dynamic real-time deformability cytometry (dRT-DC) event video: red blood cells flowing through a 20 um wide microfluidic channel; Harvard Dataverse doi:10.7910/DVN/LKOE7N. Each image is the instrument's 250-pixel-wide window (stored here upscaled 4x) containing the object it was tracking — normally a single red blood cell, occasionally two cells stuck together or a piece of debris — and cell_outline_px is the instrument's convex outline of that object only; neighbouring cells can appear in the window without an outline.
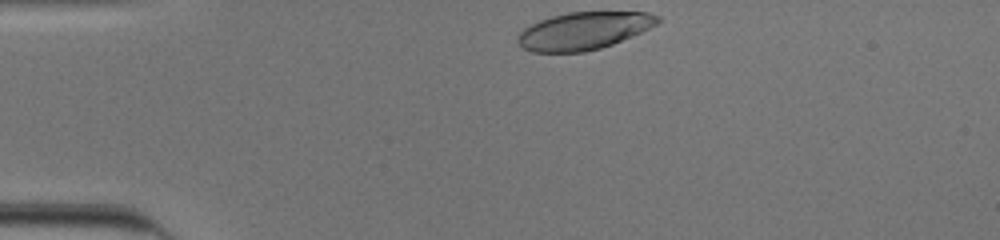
{"species": "human", "species_latin": "Homo sapiens", "temperature_condition": "cold", "stored_images_in_passage": 32, "camera_frame_rate_fps": 3000, "um_per_image_px": 0.085, "donor": {"sex": "male"}, "frame": {"image": 1, "passage_image": 1, "time_ms": 0.0, "image_size_px": [1000, 240], "cell_outline_px": [[660, 20], [656, 24], [632, 36], [612, 44], [600, 48], [584, 52], [532, 52], [524, 48], [516, 40], [516, 36], [524, 28], [540, 20], [552, 16], [568, 12], [648, 12], [660, 16]], "centroid_in_image_um": [49.6, 2.62], "position_along_channel_um": 35.4, "area_um2": 30.4}}
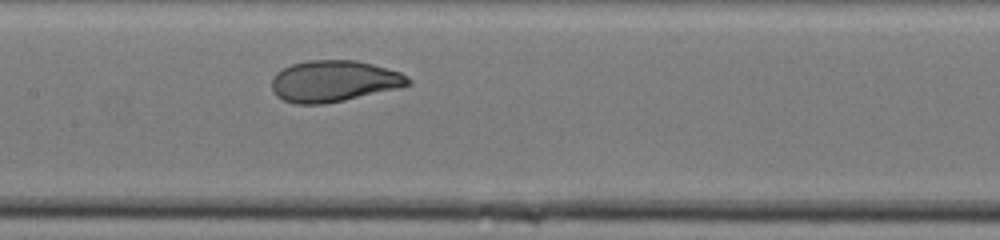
{"frame": {"image": 2, "passage_image": 16, "time_ms": 5.0, "image_size_px": [1000, 240], "cell_outline_px": [[412, 84], [400, 88], [344, 100], [324, 104], [296, 104], [284, 100], [276, 96], [272, 88], [272, 76], [276, 72], [292, 64], [308, 60], [356, 60], [372, 64], [400, 72], [408, 76], [412, 80]], "centroid_in_image_um": [28.4, 6.9], "position_along_channel_um": 179.0, "area_um2": 33.0}}
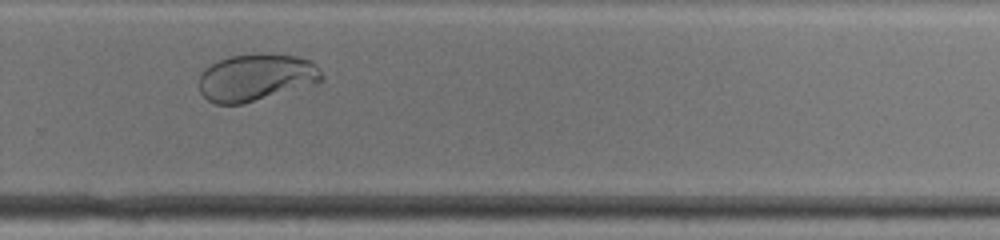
{"frame": {"image": 3, "passage_image": 26, "time_ms": 8.333, "image_size_px": [1000, 240], "cell_outline_px": [[324, 76], [316, 84], [244, 104], [216, 104], [208, 100], [200, 92], [200, 72], [204, 68], [228, 56], [260, 52], [264, 52], [296, 56], [312, 60]], "centroid_in_image_um": [21.78, 6.57], "position_along_channel_um": 308.0, "area_um2": 34.16}, "authors_computed_cell_mechanics": {"area_um2": 33.0616, "velocity_mm_per_s": 3.8857, "shape_relaxation_time_tau1_ms": 5.0427, "shape_relaxation_time_tau2_ms": null, "deformation_change_tau1": 0.2188, "deformation_change_tau2": null}}